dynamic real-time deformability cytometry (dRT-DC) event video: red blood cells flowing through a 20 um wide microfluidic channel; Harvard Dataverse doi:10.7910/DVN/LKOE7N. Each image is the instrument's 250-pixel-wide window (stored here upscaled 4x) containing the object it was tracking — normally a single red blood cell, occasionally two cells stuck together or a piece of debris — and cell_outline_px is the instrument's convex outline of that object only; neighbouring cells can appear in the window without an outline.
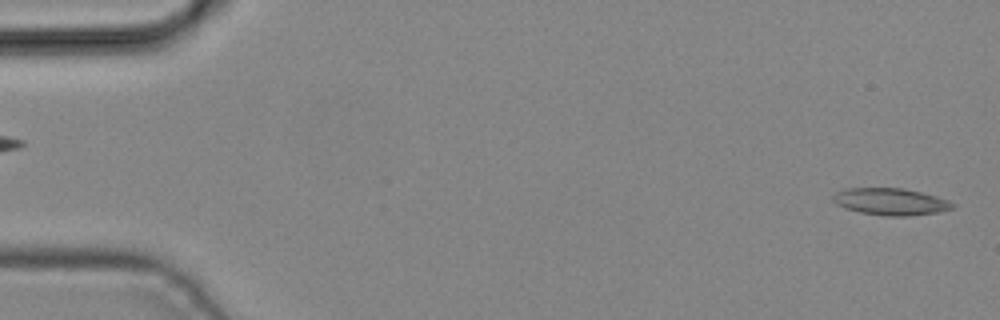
{"species": "common noctule bat (a hibernating species)", "species_latin": "Nyctalus noctula", "temperature_condition": "cold", "stored_images_in_passage": 2, "segment_of_instrument_passage": [2, 2], "camera_frame_rate_fps": 3000, "um_per_image_px": 0.085, "animal": {"sex": "male", "body_mass_g": 19.2, "forearm_length_mm": 51.8}, "frame": {"image": 1, "passage_image": 2, "time_ms": 0.333, "image_size_px": [1000, 320], "cell_outline_px": [[956, 204], [952, 208], [940, 212], [908, 216], [884, 216], [860, 212], [844, 208], [836, 204], [832, 200], [832, 196], [836, 192], [844, 188], [904, 188], [936, 196], [948, 200]], "centroid_in_image_um": [75.68, 17.14], "position_along_channel_um": 9.3, "area_um2": 18.9}}